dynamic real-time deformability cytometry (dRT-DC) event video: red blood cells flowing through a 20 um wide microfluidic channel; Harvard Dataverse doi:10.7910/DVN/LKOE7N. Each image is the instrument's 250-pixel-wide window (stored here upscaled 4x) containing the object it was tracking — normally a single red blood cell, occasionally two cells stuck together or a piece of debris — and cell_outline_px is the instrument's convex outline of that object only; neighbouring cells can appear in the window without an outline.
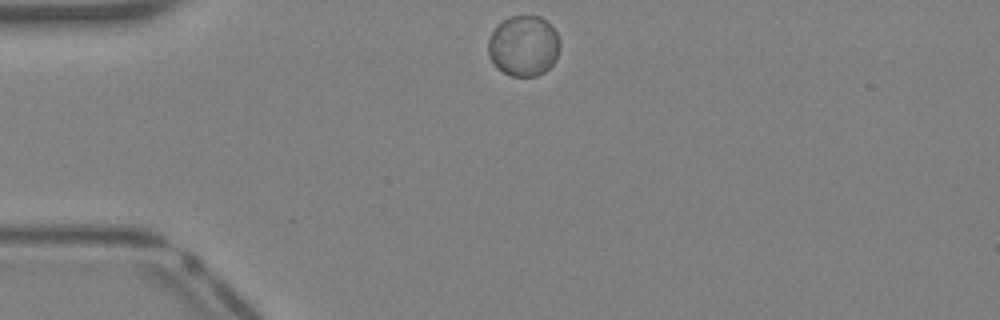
{"species": "Egyptian fruit bat (a non-hibernating species)", "species_latin": "Rousettus aegyptiacus", "temperature_condition": "warm", "stored_images_in_passage": 31, "camera_frame_rate_fps": 3000, "um_per_image_px": 0.085, "animal": {"sex": "female"}, "frame": {"image": 1, "passage_image": 1, "time_ms": 0.0, "image_size_px": [1000, 320], "cell_outline_px": [[560, 48], [556, 60], [544, 72], [536, 76], [512, 76], [496, 68], [488, 56], [488, 40], [496, 24], [508, 16], [540, 16], [556, 32], [560, 44]], "centroid_in_image_um": [44.48, 3.9], "position_along_channel_um": 40.5, "area_um2": 25.49}}
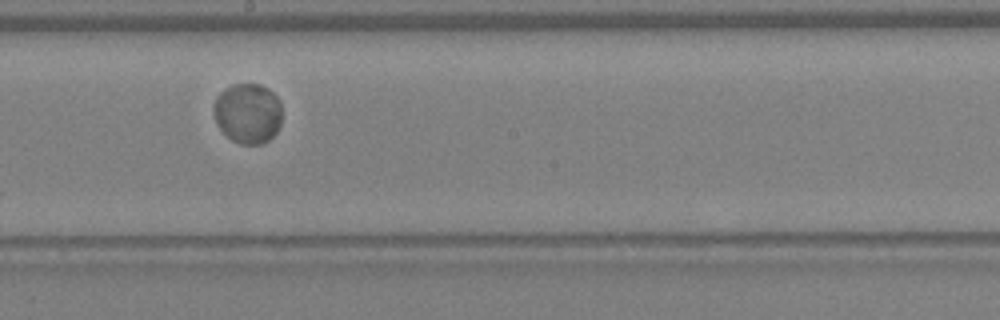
{"frame": {"image": 2, "passage_image": 14, "time_ms": 4.333, "image_size_px": [1000, 320], "cell_outline_px": [[280, 124], [276, 132], [268, 140], [260, 144], [240, 144], [232, 140], [220, 128], [216, 120], [216, 96], [224, 88], [232, 84], [260, 84], [268, 88], [280, 100]], "centroid_in_image_um": [21.09, 9.61], "position_along_channel_um": 227.1, "area_um2": 23.58}}
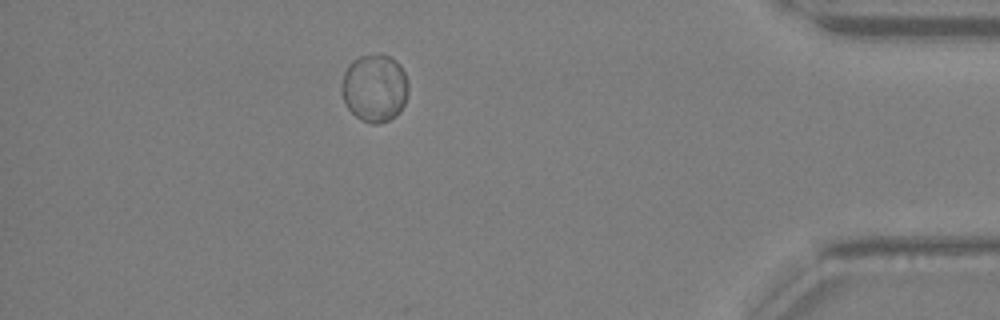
{"frame": {"image": 3, "passage_image": 27, "time_ms": 8.667, "image_size_px": [1000, 320], "cell_outline_px": [[408, 92], [404, 104], [400, 112], [396, 116], [388, 120], [376, 124], [372, 124], [356, 116], [348, 108], [344, 100], [340, 88], [340, 84], [344, 72], [348, 64], [352, 60], [360, 56], [372, 52], [376, 52], [388, 56], [396, 60], [400, 64], [404, 72], [408, 84]], "centroid_in_image_um": [31.83, 7.44], "position_along_channel_um": 403.4, "area_um2": 26.7}}